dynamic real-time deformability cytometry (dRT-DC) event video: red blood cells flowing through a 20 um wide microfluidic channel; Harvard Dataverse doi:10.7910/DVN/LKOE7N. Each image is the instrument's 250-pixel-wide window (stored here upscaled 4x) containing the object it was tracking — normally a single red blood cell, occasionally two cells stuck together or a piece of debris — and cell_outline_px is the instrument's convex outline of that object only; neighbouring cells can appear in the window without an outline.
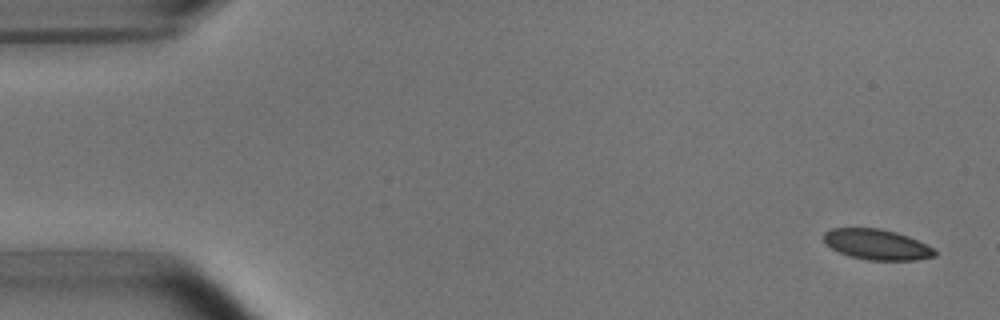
{"species": "common noctule bat (a hibernating species)", "species_latin": "Nyctalus noctula", "temperature_condition": "room temperature", "stored_images_in_passage": 4, "camera_frame_rate_fps": 3000, "um_per_image_px": 0.085, "animal": {"sex": "male", "body_mass_g": 15.6}, "frame": {"image": 1, "passage_image": 1, "time_ms": 0.0, "image_size_px": [1000, 320], "cell_outline_px": [[936, 256], [916, 260], [864, 260], [848, 256], [832, 248], [824, 240], [824, 232], [832, 228], [880, 228], [896, 232], [908, 236], [932, 248], [936, 252]], "centroid_in_image_um": [74.52, 20.78], "position_along_channel_um": 10.5, "area_um2": 19.59}}